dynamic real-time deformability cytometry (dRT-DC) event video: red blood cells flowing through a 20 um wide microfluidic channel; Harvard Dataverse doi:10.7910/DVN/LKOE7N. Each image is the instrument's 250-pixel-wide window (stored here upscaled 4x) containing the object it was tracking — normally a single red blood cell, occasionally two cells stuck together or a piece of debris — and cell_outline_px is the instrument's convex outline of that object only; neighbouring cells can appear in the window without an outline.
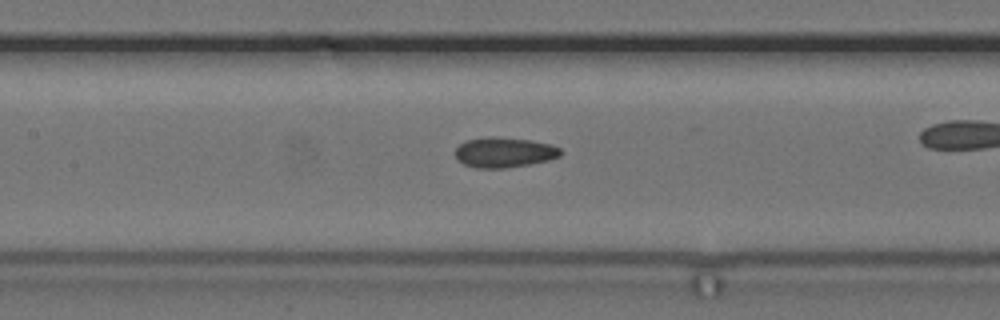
{"species": "common noctule bat (a hibernating species)", "species_latin": "Nyctalus noctula", "temperature_condition": "cold", "stored_images_in_passage": 43, "camera_frame_rate_fps": 3000, "um_per_image_px": 0.085, "animal": {"sex": "female", "body_mass_g": 24.6, "forearm_length_mm": 56.2}, "frame": {"image": 1, "passage_image": 25, "time_ms": 8.0, "image_size_px": [1000, 320], "cell_outline_px": [[564, 152], [560, 156], [548, 160], [528, 164], [504, 168], [476, 168], [464, 164], [456, 160], [456, 148], [464, 140], [488, 136], [492, 136], [532, 140], [552, 144], [560, 148]], "centroid_in_image_um": [42.86, 12.94], "position_along_channel_um": 164.5, "area_um2": 18.73}}
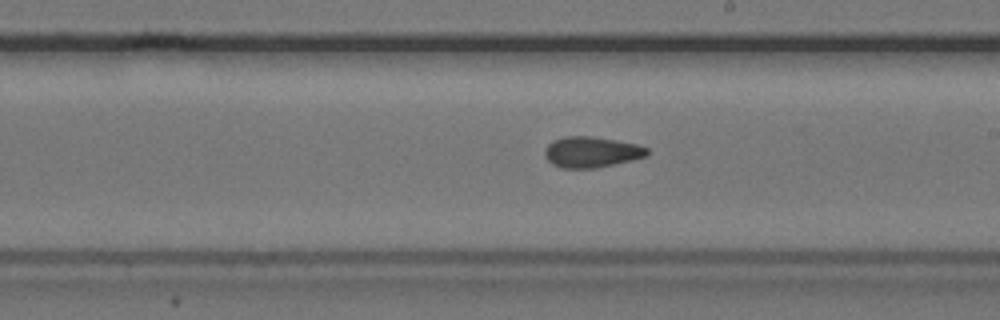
{"frame": {"image": 2, "passage_image": 31, "time_ms": 10.0, "image_size_px": [1000, 320], "cell_outline_px": [[648, 156], [632, 160], [596, 168], [560, 168], [552, 164], [544, 156], [544, 148], [552, 140], [564, 136], [592, 136], [616, 140], [636, 144], [648, 148]], "centroid_in_image_um": [50.24, 12.92], "position_along_channel_um": 238.8, "area_um2": 18.55}}